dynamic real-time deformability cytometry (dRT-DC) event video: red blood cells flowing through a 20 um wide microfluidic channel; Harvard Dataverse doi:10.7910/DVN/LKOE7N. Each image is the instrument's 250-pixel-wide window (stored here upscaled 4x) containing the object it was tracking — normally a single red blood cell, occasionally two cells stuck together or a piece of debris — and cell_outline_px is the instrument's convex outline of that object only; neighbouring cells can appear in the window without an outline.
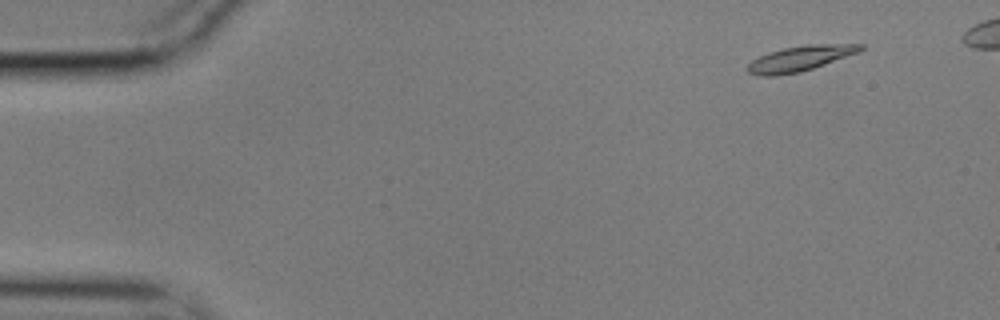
{"species": "common noctule bat (a hibernating species)", "species_latin": "Nyctalus noctula", "temperature_condition": "cold", "stored_images_in_passage": 50, "camera_frame_rate_fps": 3000, "um_per_image_px": 0.085, "animal": {"sex": "male", "body_mass_g": 17.9}, "frame": {"image": 1, "passage_image": 3, "time_ms": 0.667, "image_size_px": [1000, 320], "cell_outline_px": [[864, 48], [860, 52], [800, 72], [772, 76], [760, 76], [748, 72], [748, 64], [752, 60], [768, 52], [784, 48], [804, 44], [864, 44]], "centroid_in_image_um": [68.02, 4.96], "position_along_channel_um": 17.0, "area_um2": 16.53}}
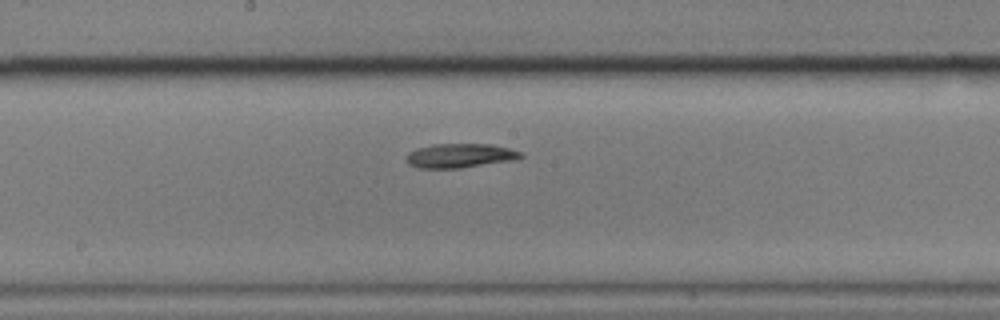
{"frame": {"image": 2, "passage_image": 28, "time_ms": 9.0, "image_size_px": [1000, 320], "cell_outline_px": [[524, 156], [520, 160], [460, 168], [416, 168], [408, 164], [408, 152], [416, 148], [432, 144], [492, 144], [524, 152]], "centroid_in_image_um": [39.18, 13.23], "position_along_channel_um": 209.0, "area_um2": 16.47}}
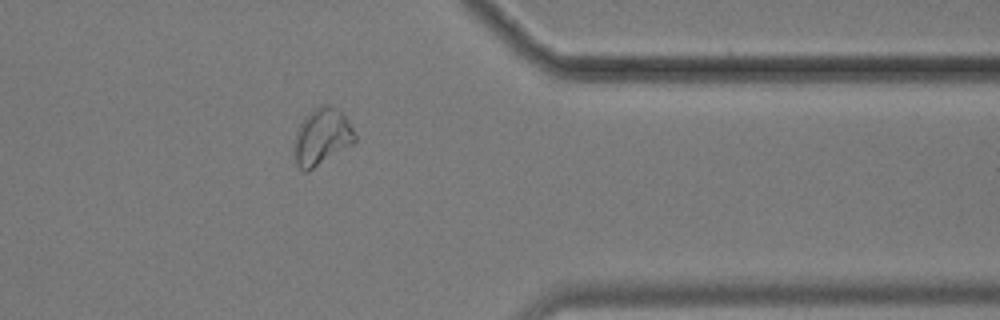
{"frame": {"image": 3, "passage_image": 44, "time_ms": 14.333, "image_size_px": [1000, 320], "cell_outline_px": [[356, 140], [352, 144], [308, 172], [304, 172], [296, 164], [296, 132], [300, 124], [312, 108], [324, 104], [332, 104], [348, 120], [356, 136]], "centroid_in_image_um": [27.38, 11.61], "position_along_channel_um": 384.0, "area_um2": 19.71}}